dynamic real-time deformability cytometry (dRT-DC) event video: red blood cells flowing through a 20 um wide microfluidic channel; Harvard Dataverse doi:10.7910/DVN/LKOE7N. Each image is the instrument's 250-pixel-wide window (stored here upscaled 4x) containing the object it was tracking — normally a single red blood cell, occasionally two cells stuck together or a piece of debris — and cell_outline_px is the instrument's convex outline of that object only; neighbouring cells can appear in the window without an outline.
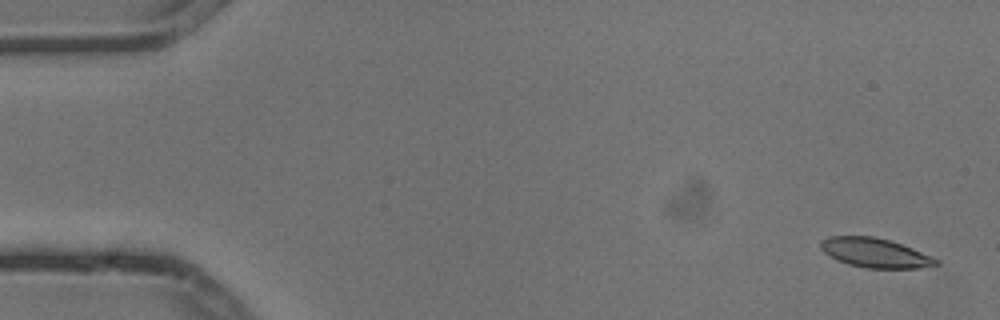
{"species": "common noctule bat (a hibernating species)", "species_latin": "Nyctalus noctula", "temperature_condition": "cold", "stored_images_in_passage": 5, "camera_frame_rate_fps": 3000, "um_per_image_px": 0.085, "animal": {"sex": "male", "body_mass_g": 13.3}, "frame": {"image": 1, "passage_image": 1, "time_ms": 0.0, "image_size_px": [1000, 320], "cell_outline_px": [[940, 264], [920, 268], [864, 268], [848, 264], [836, 260], [824, 252], [820, 248], [820, 240], [828, 236], [872, 236], [888, 240], [912, 248], [932, 256], [940, 260]], "centroid_in_image_um": [74.37, 21.5], "position_along_channel_um": 10.6, "area_um2": 19.83}}
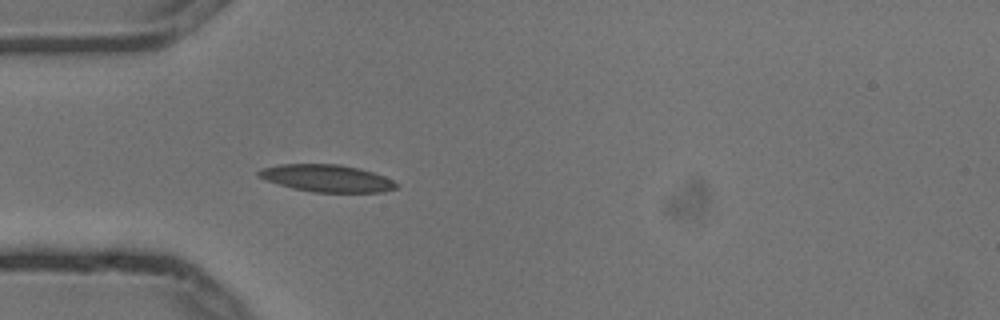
{"frame": {"image": 2, "passage_image": 5, "time_ms": 1.333, "image_size_px": [1000, 320], "cell_outline_px": [[400, 184], [396, 188], [384, 192], [312, 192], [292, 188], [256, 176], [256, 172], [260, 168], [280, 164], [340, 164], [360, 168], [384, 176]], "centroid_in_image_um": [27.78, 15.14], "position_along_channel_um": 57.2, "area_um2": 21.91}}